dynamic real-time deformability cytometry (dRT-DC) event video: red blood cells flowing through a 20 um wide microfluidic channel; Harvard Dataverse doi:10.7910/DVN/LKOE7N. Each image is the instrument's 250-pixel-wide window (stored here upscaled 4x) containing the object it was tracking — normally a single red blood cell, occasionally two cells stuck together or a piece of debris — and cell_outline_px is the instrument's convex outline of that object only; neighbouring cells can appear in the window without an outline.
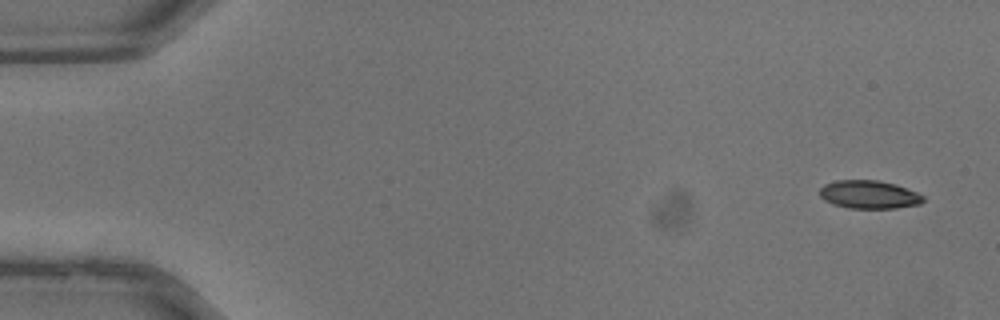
{"species": "common noctule bat (a hibernating species)", "species_latin": "Nyctalus noctula", "temperature_condition": "warm", "stored_images_in_passage": 5, "camera_frame_rate_fps": 3000, "um_per_image_px": 0.085, "animal": {"sex": "male", "body_mass_g": 13.3}, "frame": {"image": 1, "passage_image": 1, "time_ms": 0.0, "image_size_px": [1000, 320], "cell_outline_px": [[924, 200], [920, 204], [896, 208], [848, 208], [832, 204], [824, 200], [820, 196], [820, 188], [824, 184], [836, 180], [876, 180], [892, 184], [916, 192], [924, 196]], "centroid_in_image_um": [73.83, 16.54], "position_along_channel_um": 11.2, "area_um2": 16.88}}